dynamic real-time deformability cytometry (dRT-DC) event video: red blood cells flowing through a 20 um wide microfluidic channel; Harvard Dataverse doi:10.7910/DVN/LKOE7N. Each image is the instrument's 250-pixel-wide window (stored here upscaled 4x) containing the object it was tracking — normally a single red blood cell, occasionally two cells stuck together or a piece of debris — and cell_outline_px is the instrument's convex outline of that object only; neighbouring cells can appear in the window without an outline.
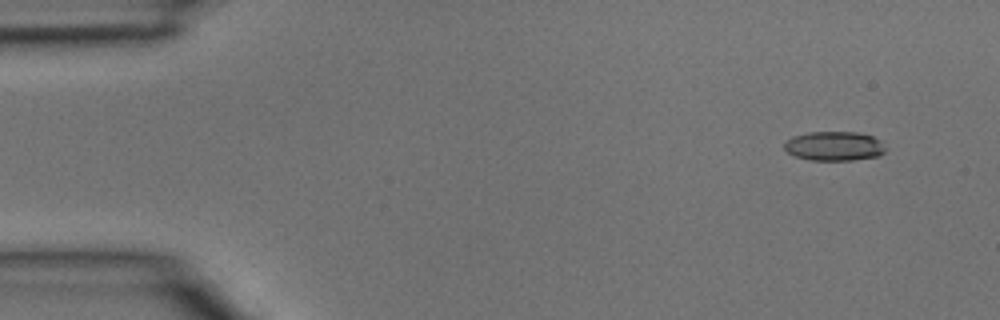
{"species": "common noctule bat (a hibernating species)", "species_latin": "Nyctalus noctula", "temperature_condition": "room temperature", "stored_images_in_passage": 3, "camera_frame_rate_fps": 3000, "um_per_image_px": 0.085, "animal": {"sex": "male", "body_mass_g": 15.6}, "frame": {"image": 1, "passage_image": 1, "time_ms": 0.0, "image_size_px": [1000, 320], "cell_outline_px": [[884, 152], [876, 156], [852, 160], [812, 160], [796, 156], [788, 152], [784, 148], [784, 144], [792, 136], [808, 132], [860, 132], [872, 136], [880, 140], [884, 148]], "centroid_in_image_um": [70.89, 12.4], "position_along_channel_um": 14.1, "area_um2": 17.11}}